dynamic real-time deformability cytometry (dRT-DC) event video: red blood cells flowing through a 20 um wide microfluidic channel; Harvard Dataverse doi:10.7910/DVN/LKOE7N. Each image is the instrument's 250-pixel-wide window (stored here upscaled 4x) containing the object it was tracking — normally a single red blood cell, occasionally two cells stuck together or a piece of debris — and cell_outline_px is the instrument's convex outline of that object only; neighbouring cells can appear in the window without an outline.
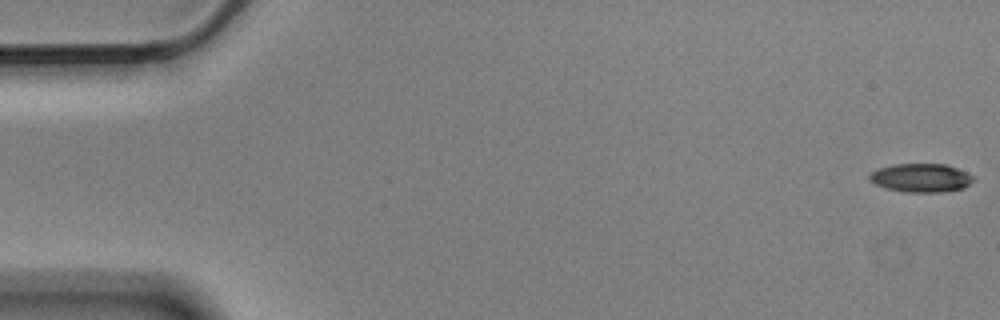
{"species": "Egyptian fruit bat (a non-hibernating species)", "species_latin": "Rousettus aegyptiacus", "temperature_condition": "cold", "stored_images_in_passage": 5, "camera_frame_rate_fps": 3000, "um_per_image_px": 0.085, "animal": {"sex": "male"}, "frame": {"image": 1, "passage_image": 1, "time_ms": 0.0, "image_size_px": [1000, 320], "cell_outline_px": [[972, 180], [964, 188], [944, 192], [904, 192], [884, 188], [868, 180], [868, 176], [872, 172], [880, 168], [892, 164], [944, 164], [968, 172], [972, 176]], "centroid_in_image_um": [78.25, 15.12], "position_along_channel_um": 6.7, "area_um2": 17.28}}
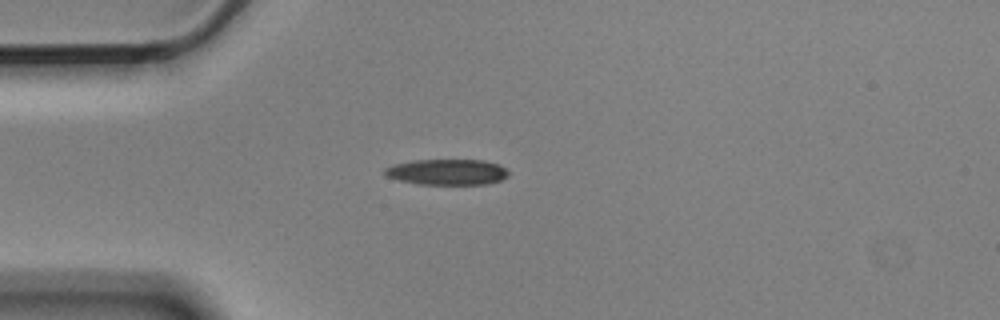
{"frame": {"image": 2, "passage_image": 5, "time_ms": 1.333, "image_size_px": [1000, 320], "cell_outline_px": [[508, 176], [500, 180], [488, 184], [416, 184], [384, 176], [384, 168], [392, 164], [412, 160], [484, 160], [500, 164], [508, 172]], "centroid_in_image_um": [37.97, 14.61], "position_along_channel_um": 47.0, "area_um2": 18.73}}